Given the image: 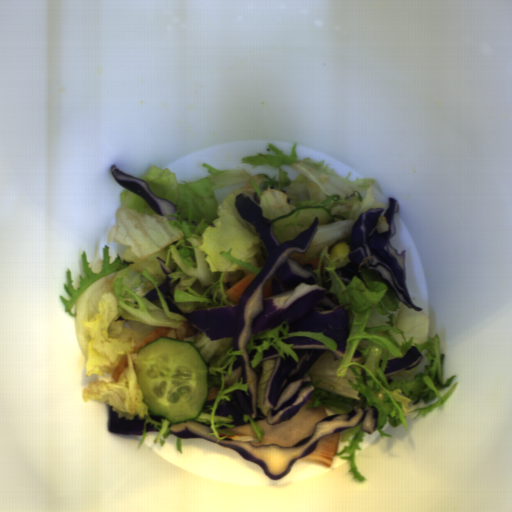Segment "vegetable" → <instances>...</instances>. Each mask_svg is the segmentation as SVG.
Returning a JSON list of instances; mask_svg holds the SVG:
<instances>
[{"mask_svg": "<svg viewBox=\"0 0 512 512\" xmlns=\"http://www.w3.org/2000/svg\"><path fill=\"white\" fill-rule=\"evenodd\" d=\"M297 142L289 153L273 144L266 153L247 155L240 163L253 169L258 165L276 168L277 175L255 174L246 169L217 170L203 162L208 175L199 180L179 183L170 168L153 166L144 178L155 196L171 202L176 217L169 221L157 213L138 194L124 189L119 192L116 225L107 236V244L127 246L124 254L110 262V246L102 248L101 270L92 272L87 251L81 256L84 278L79 276L75 289L72 270L66 269L64 291L70 300L59 296L64 310L75 317L76 337L86 358V377L112 375L126 356L127 368L111 382L89 381L82 390L84 403L99 401L111 406L118 416L133 420L137 415L159 430L155 444L164 446L171 434L166 418L156 422L143 401L133 353L157 327L177 329L189 321L172 313L159 288L166 278L157 257L175 272L168 274L170 282L180 278L173 301L183 313L198 308L235 305L227 290L250 274L255 277L266 264L262 245L254 225L244 221L236 209L240 193L251 199L260 197L262 215L270 220L287 215L296 208L320 206L333 217V223L318 224L313 241L305 253V264L319 258L314 273L322 286L321 272L328 273L329 293L335 294L348 312L350 335L346 340L343 358L325 350L312 364L308 375L312 379L313 402L305 409L324 406L328 416L344 415L353 407L367 410L375 406L378 414L376 431L380 437H393L383 432L387 422L396 428L403 425L408 432L407 414L414 420L441 408L458 388L457 375L443 381L445 355L441 353L440 335L430 337L429 315L416 311L399 300L380 274L360 269L365 283L354 276L345 286L335 270L350 260H331V250L337 243L349 245L352 227L361 213L368 209H384L374 196L375 179H351L334 172L325 161L297 157ZM283 164L299 170L289 181ZM247 181L245 186L229 194L219 205L214 190L226 185ZM160 301L145 298L152 289ZM415 345L424 359L412 370H404L391 379L389 385L383 374L388 360L403 358ZM356 349L363 355L350 362Z\"/></svg>", "mask_w": 512, "mask_h": 512, "instance_id": "add77e79", "label": "vegetable"}, {"mask_svg": "<svg viewBox=\"0 0 512 512\" xmlns=\"http://www.w3.org/2000/svg\"><path fill=\"white\" fill-rule=\"evenodd\" d=\"M233 339L234 337L212 340L204 332L198 330L192 336V340L188 342L199 351L204 359L208 371L207 385L209 389L211 386H217L220 389L215 398L206 401L202 412L194 420L209 426L212 430L209 435L216 437L217 440L214 442L218 444L222 440H228L227 437L235 435L230 431H224V429L236 426L229 424L235 421L231 414L216 415L217 406L232 400L233 391L236 390H243L249 396V384L243 383V376L240 379L236 378L230 387L225 386V375H228L229 379L231 378L233 362L237 359L236 355L243 354L242 351L234 349Z\"/></svg>", "mask_w": 512, "mask_h": 512, "instance_id": "ea0f7189", "label": "vegetable"}, {"mask_svg": "<svg viewBox=\"0 0 512 512\" xmlns=\"http://www.w3.org/2000/svg\"><path fill=\"white\" fill-rule=\"evenodd\" d=\"M289 329V324L282 322L272 329L254 333L250 336L246 345L247 354L252 349H257V352L254 354L252 360L250 361L252 369L257 367L263 360L264 352L269 350V346H273L278 351L279 356L283 359L286 358L284 353H287L288 355H291L298 363L299 359L292 348L294 344H287L282 340L291 338L293 336H304L310 337L311 339H317L323 342L324 346L332 349L333 352L337 351L338 349L337 343L333 340V338L331 336H325L322 332L298 331L288 333Z\"/></svg>", "mask_w": 512, "mask_h": 512, "instance_id": "f7b5029e", "label": "vegetable"}, {"mask_svg": "<svg viewBox=\"0 0 512 512\" xmlns=\"http://www.w3.org/2000/svg\"><path fill=\"white\" fill-rule=\"evenodd\" d=\"M363 421L359 422L353 428H345L339 432L338 442L345 443L343 450L337 452L335 455L347 460L349 463V472L353 473V480L358 479L359 483L365 482L367 479L360 474L355 464V450H362L359 446L360 442L364 441L365 431L362 430Z\"/></svg>", "mask_w": 512, "mask_h": 512, "instance_id": "96ceb2fe", "label": "vegetable"}, {"mask_svg": "<svg viewBox=\"0 0 512 512\" xmlns=\"http://www.w3.org/2000/svg\"><path fill=\"white\" fill-rule=\"evenodd\" d=\"M275 362H276V360H274V359L264 360L261 376H260L259 382L257 384V408L260 409L261 413L264 416H268L269 411H270L269 407L265 406V404H264V395H265L270 377L272 375Z\"/></svg>", "mask_w": 512, "mask_h": 512, "instance_id": "f1789d4c", "label": "vegetable"}, {"mask_svg": "<svg viewBox=\"0 0 512 512\" xmlns=\"http://www.w3.org/2000/svg\"><path fill=\"white\" fill-rule=\"evenodd\" d=\"M248 421L250 422V425L253 428V430H254L255 434L257 435L259 442H260L265 435L261 425L257 424L255 422L254 418H252L251 416L243 414V422L247 423Z\"/></svg>", "mask_w": 512, "mask_h": 512, "instance_id": "8f37a823", "label": "vegetable"}, {"mask_svg": "<svg viewBox=\"0 0 512 512\" xmlns=\"http://www.w3.org/2000/svg\"><path fill=\"white\" fill-rule=\"evenodd\" d=\"M375 229H377L379 234H382V233L387 232L389 230L388 224L386 222V218H385L384 215H380L378 223H377Z\"/></svg>", "mask_w": 512, "mask_h": 512, "instance_id": "6e5ebb59", "label": "vegetable"}, {"mask_svg": "<svg viewBox=\"0 0 512 512\" xmlns=\"http://www.w3.org/2000/svg\"><path fill=\"white\" fill-rule=\"evenodd\" d=\"M176 449L181 453L182 452V442H181V438L177 437V440H176Z\"/></svg>", "mask_w": 512, "mask_h": 512, "instance_id": "b0100df1", "label": "vegetable"}]
</instances>
